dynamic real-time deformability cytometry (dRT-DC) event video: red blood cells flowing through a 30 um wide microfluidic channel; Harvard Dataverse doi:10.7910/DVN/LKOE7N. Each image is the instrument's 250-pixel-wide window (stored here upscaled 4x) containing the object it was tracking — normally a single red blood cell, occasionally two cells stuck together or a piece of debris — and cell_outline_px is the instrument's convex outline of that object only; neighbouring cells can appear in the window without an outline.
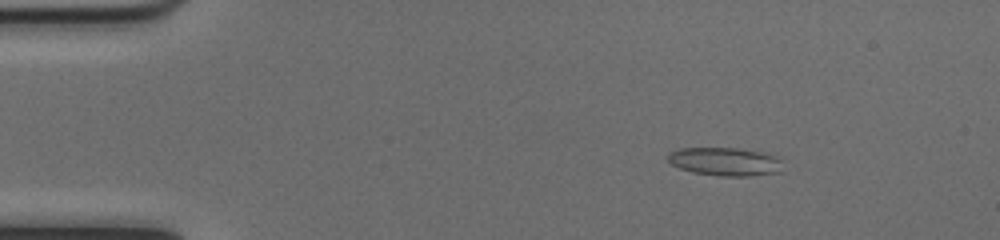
{"species": "common noctule bat (a hibernating species)", "species_latin": "Nyctalus noctula", "temperature_condition": "cold", "stored_images_in_passage": 52, "camera_frame_rate_fps": 3000, "um_per_image_px": 0.085, "animal": {"sex": "female", "body_mass_g": 17.0, "forearm_length_mm": 48.0}, "frame": {"image": 1, "passage_image": 8, "time_ms": 2.333, "image_size_px": [1000, 240], "cell_outline_px": [[780, 172], [752, 176], [720, 176], [692, 172], [680, 168], [672, 164], [668, 160], [668, 152], [680, 148], [736, 148], [760, 152], [772, 156], [780, 160]], "centroid_in_image_um": [61.57, 13.74], "position_along_channel_um": 23.4, "area_um2": 18.73}}
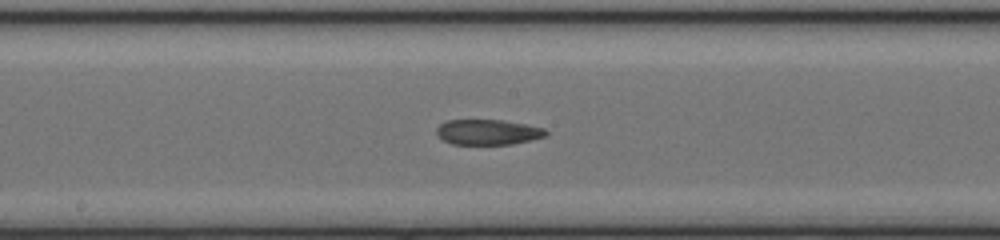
{"frame": {"image": 2, "passage_image": 28, "time_ms": 9.0, "image_size_px": [1000, 240], "cell_outline_px": [[548, 136], [512, 144], [452, 144], [444, 140], [436, 132], [436, 128], [440, 124], [448, 120], [500, 120], [524, 124], [544, 128], [548, 132]], "centroid_in_image_um": [41.49, 11.23], "position_along_channel_um": 206.7, "area_um2": 16.01}}
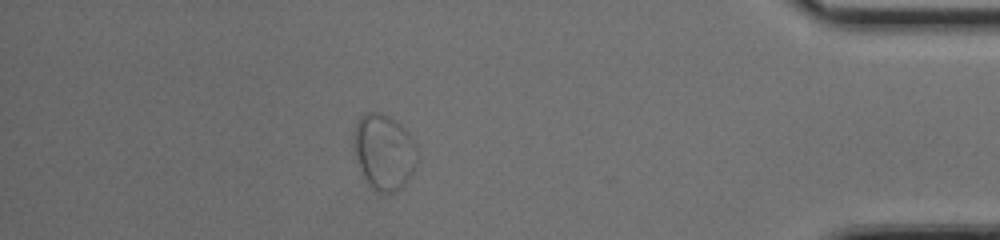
{"frame": {"image": 3, "passage_image": 46, "time_ms": 15.0, "image_size_px": [1000, 240], "cell_outline_px": [[416, 168], [408, 180], [400, 188], [392, 192], [380, 192], [368, 184], [360, 172], [356, 160], [352, 144], [356, 120], [364, 112], [380, 112], [396, 120], [408, 132], [416, 148]], "centroid_in_image_um": [32.6, 12.89], "position_along_channel_um": 402.6, "area_um2": 28.21}, "authors_computed_cell_mechanics": {"area_um2": 18.1781, "velocity_mm_per_s": 3.9871, "shape_relaxation_time_tau1_ms": null, "shape_relaxation_time_tau2_ms": 2.6277, "deformation_change_tau1": null, "deformation_change_tau2": 0.0623}}